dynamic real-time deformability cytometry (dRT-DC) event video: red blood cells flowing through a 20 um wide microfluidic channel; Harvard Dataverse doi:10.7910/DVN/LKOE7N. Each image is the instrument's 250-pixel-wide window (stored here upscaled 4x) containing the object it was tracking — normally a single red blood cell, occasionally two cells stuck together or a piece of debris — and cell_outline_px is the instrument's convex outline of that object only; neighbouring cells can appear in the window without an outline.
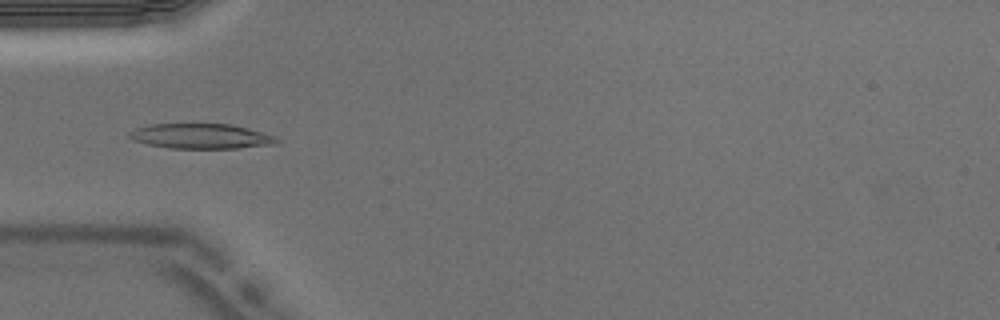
{"species": "Egyptian fruit bat (a non-hibernating species)", "species_latin": "Rousettus aegyptiacus", "temperature_condition": "warm", "stored_images_in_passage": 50, "camera_frame_rate_fps": 3000, "um_per_image_px": 0.085, "animal": {"sex": "male"}, "frame": {"image": 1, "passage_image": 16, "time_ms": 5.0, "image_size_px": [1000, 320], "cell_outline_px": [[280, 144], [240, 148], [168, 148], [148, 144], [132, 140], [128, 136], [128, 132], [136, 128], [152, 124], [232, 124], [276, 136], [280, 140]], "centroid_in_image_um": [17.12, 11.58], "position_along_channel_um": 67.9, "area_um2": 21.62}}
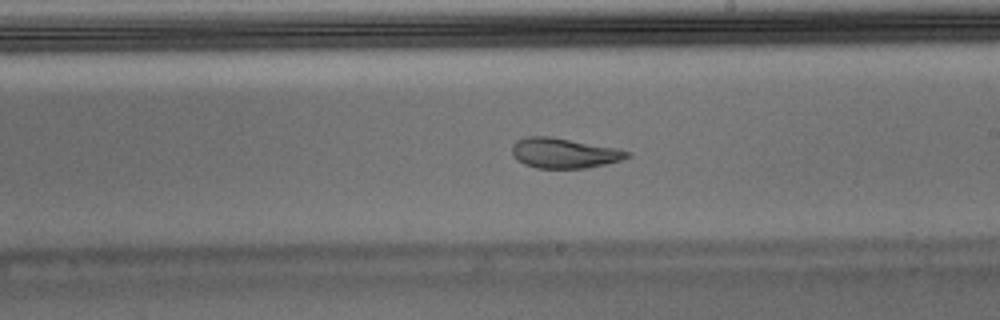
{"frame": {"image": 2, "passage_image": 29, "time_ms": 9.333, "image_size_px": [1000, 320], "cell_outline_px": [[632, 156], [620, 160], [604, 164], [584, 168], [536, 168], [524, 164], [516, 160], [512, 156], [512, 144], [516, 140], [524, 136], [548, 136], [620, 148], [632, 152]], "centroid_in_image_um": [47.94, 13.0], "position_along_channel_um": 241.1, "area_um2": 20.46}}
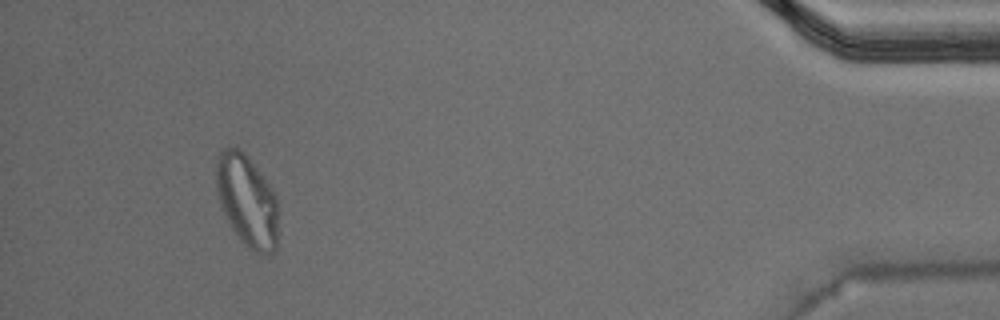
{"frame": {"image": 3, "passage_image": 47, "time_ms": 15.333, "image_size_px": [1000, 320], "cell_outline_px": [[276, 248], [268, 256], [260, 256], [248, 248], [240, 240], [232, 228], [220, 208], [216, 192], [216, 156], [224, 148], [240, 148], [248, 156], [264, 176], [276, 196]], "centroid_in_image_um": [20.96, 17.06], "position_along_channel_um": 414.2, "area_um2": 33.52}, "authors_computed_cell_mechanics": {"area_um2": 21.6461, "velocity_mm_per_s": 3.972, "shape_relaxation_time_tau1_ms": null, "shape_relaxation_time_tau2_ms": 1.1829, "deformation_change_tau1": null, "deformation_change_tau2": 0.0756}}